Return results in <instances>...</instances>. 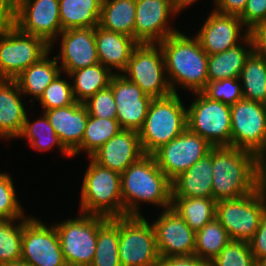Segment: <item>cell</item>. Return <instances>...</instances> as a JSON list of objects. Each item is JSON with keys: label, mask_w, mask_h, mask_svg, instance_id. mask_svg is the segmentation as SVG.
I'll return each instance as SVG.
<instances>
[{"label": "cell", "mask_w": 266, "mask_h": 266, "mask_svg": "<svg viewBox=\"0 0 266 266\" xmlns=\"http://www.w3.org/2000/svg\"><path fill=\"white\" fill-rule=\"evenodd\" d=\"M159 45L164 54L167 80L173 93L175 84L185 89L202 92L209 82L208 54L196 37L192 39L181 32L169 35Z\"/></svg>", "instance_id": "obj_1"}, {"label": "cell", "mask_w": 266, "mask_h": 266, "mask_svg": "<svg viewBox=\"0 0 266 266\" xmlns=\"http://www.w3.org/2000/svg\"><path fill=\"white\" fill-rule=\"evenodd\" d=\"M212 195L218 202L246 196L256 190L259 157L247 150L230 146L211 148Z\"/></svg>", "instance_id": "obj_2"}, {"label": "cell", "mask_w": 266, "mask_h": 266, "mask_svg": "<svg viewBox=\"0 0 266 266\" xmlns=\"http://www.w3.org/2000/svg\"><path fill=\"white\" fill-rule=\"evenodd\" d=\"M120 175L124 216H141L139 201L171 207V181L152 155L145 154Z\"/></svg>", "instance_id": "obj_3"}, {"label": "cell", "mask_w": 266, "mask_h": 266, "mask_svg": "<svg viewBox=\"0 0 266 266\" xmlns=\"http://www.w3.org/2000/svg\"><path fill=\"white\" fill-rule=\"evenodd\" d=\"M187 128V109L178 93L154 98L149 106L144 125L139 131L144 154H152L162 145L180 135Z\"/></svg>", "instance_id": "obj_4"}, {"label": "cell", "mask_w": 266, "mask_h": 266, "mask_svg": "<svg viewBox=\"0 0 266 266\" xmlns=\"http://www.w3.org/2000/svg\"><path fill=\"white\" fill-rule=\"evenodd\" d=\"M81 188L80 212L104 217H123L121 175L91 158Z\"/></svg>", "instance_id": "obj_5"}, {"label": "cell", "mask_w": 266, "mask_h": 266, "mask_svg": "<svg viewBox=\"0 0 266 266\" xmlns=\"http://www.w3.org/2000/svg\"><path fill=\"white\" fill-rule=\"evenodd\" d=\"M122 74L151 98H163L173 92L167 80L164 54L159 44L139 43Z\"/></svg>", "instance_id": "obj_6"}, {"label": "cell", "mask_w": 266, "mask_h": 266, "mask_svg": "<svg viewBox=\"0 0 266 266\" xmlns=\"http://www.w3.org/2000/svg\"><path fill=\"white\" fill-rule=\"evenodd\" d=\"M196 100L187 108V128L213 147L230 146V105L211 100L203 92H195Z\"/></svg>", "instance_id": "obj_7"}, {"label": "cell", "mask_w": 266, "mask_h": 266, "mask_svg": "<svg viewBox=\"0 0 266 266\" xmlns=\"http://www.w3.org/2000/svg\"><path fill=\"white\" fill-rule=\"evenodd\" d=\"M121 266H156L159 261L155 232L143 216L119 217Z\"/></svg>", "instance_id": "obj_8"}, {"label": "cell", "mask_w": 266, "mask_h": 266, "mask_svg": "<svg viewBox=\"0 0 266 266\" xmlns=\"http://www.w3.org/2000/svg\"><path fill=\"white\" fill-rule=\"evenodd\" d=\"M50 50L43 38L26 34L16 26L0 32V79L14 80Z\"/></svg>", "instance_id": "obj_9"}, {"label": "cell", "mask_w": 266, "mask_h": 266, "mask_svg": "<svg viewBox=\"0 0 266 266\" xmlns=\"http://www.w3.org/2000/svg\"><path fill=\"white\" fill-rule=\"evenodd\" d=\"M231 143L236 147L266 157V109L263 103L241 99L230 106Z\"/></svg>", "instance_id": "obj_10"}, {"label": "cell", "mask_w": 266, "mask_h": 266, "mask_svg": "<svg viewBox=\"0 0 266 266\" xmlns=\"http://www.w3.org/2000/svg\"><path fill=\"white\" fill-rule=\"evenodd\" d=\"M54 226L67 266H90L96 252L99 215L82 213Z\"/></svg>", "instance_id": "obj_11"}, {"label": "cell", "mask_w": 266, "mask_h": 266, "mask_svg": "<svg viewBox=\"0 0 266 266\" xmlns=\"http://www.w3.org/2000/svg\"><path fill=\"white\" fill-rule=\"evenodd\" d=\"M265 208L256 190L246 196L216 202V219L231 240L249 242L257 231Z\"/></svg>", "instance_id": "obj_12"}, {"label": "cell", "mask_w": 266, "mask_h": 266, "mask_svg": "<svg viewBox=\"0 0 266 266\" xmlns=\"http://www.w3.org/2000/svg\"><path fill=\"white\" fill-rule=\"evenodd\" d=\"M21 260L29 266H67L55 226L39 219L23 218Z\"/></svg>", "instance_id": "obj_13"}, {"label": "cell", "mask_w": 266, "mask_h": 266, "mask_svg": "<svg viewBox=\"0 0 266 266\" xmlns=\"http://www.w3.org/2000/svg\"><path fill=\"white\" fill-rule=\"evenodd\" d=\"M213 146L186 128L180 135L154 151L156 164L172 181L209 153Z\"/></svg>", "instance_id": "obj_14"}, {"label": "cell", "mask_w": 266, "mask_h": 266, "mask_svg": "<svg viewBox=\"0 0 266 266\" xmlns=\"http://www.w3.org/2000/svg\"><path fill=\"white\" fill-rule=\"evenodd\" d=\"M15 26L43 38L52 48L54 39L63 31L59 0H16Z\"/></svg>", "instance_id": "obj_15"}, {"label": "cell", "mask_w": 266, "mask_h": 266, "mask_svg": "<svg viewBox=\"0 0 266 266\" xmlns=\"http://www.w3.org/2000/svg\"><path fill=\"white\" fill-rule=\"evenodd\" d=\"M134 39L138 43L159 44L178 31L169 27L168 18L178 14L173 0H136Z\"/></svg>", "instance_id": "obj_16"}, {"label": "cell", "mask_w": 266, "mask_h": 266, "mask_svg": "<svg viewBox=\"0 0 266 266\" xmlns=\"http://www.w3.org/2000/svg\"><path fill=\"white\" fill-rule=\"evenodd\" d=\"M109 86L117 105L116 119L122 130L139 132L153 98L145 95L137 84L127 80L121 73L112 76Z\"/></svg>", "instance_id": "obj_17"}, {"label": "cell", "mask_w": 266, "mask_h": 266, "mask_svg": "<svg viewBox=\"0 0 266 266\" xmlns=\"http://www.w3.org/2000/svg\"><path fill=\"white\" fill-rule=\"evenodd\" d=\"M152 225L160 257L194 254L196 232L172 207L164 209Z\"/></svg>", "instance_id": "obj_18"}, {"label": "cell", "mask_w": 266, "mask_h": 266, "mask_svg": "<svg viewBox=\"0 0 266 266\" xmlns=\"http://www.w3.org/2000/svg\"><path fill=\"white\" fill-rule=\"evenodd\" d=\"M242 27L244 26L239 16L222 14L214 10L195 37L202 49L208 55H212L235 47L245 39L249 31L246 29L244 35L241 34Z\"/></svg>", "instance_id": "obj_19"}, {"label": "cell", "mask_w": 266, "mask_h": 266, "mask_svg": "<svg viewBox=\"0 0 266 266\" xmlns=\"http://www.w3.org/2000/svg\"><path fill=\"white\" fill-rule=\"evenodd\" d=\"M61 52L55 58L61 61V69L67 75L81 68L91 66L99 62L94 36V28H71L63 30Z\"/></svg>", "instance_id": "obj_20"}, {"label": "cell", "mask_w": 266, "mask_h": 266, "mask_svg": "<svg viewBox=\"0 0 266 266\" xmlns=\"http://www.w3.org/2000/svg\"><path fill=\"white\" fill-rule=\"evenodd\" d=\"M139 132L121 130L111 137L90 158L98 165L119 174L144 156Z\"/></svg>", "instance_id": "obj_21"}, {"label": "cell", "mask_w": 266, "mask_h": 266, "mask_svg": "<svg viewBox=\"0 0 266 266\" xmlns=\"http://www.w3.org/2000/svg\"><path fill=\"white\" fill-rule=\"evenodd\" d=\"M44 114L63 146L72 154L83 139L89 117L87 108L75 101L66 107L46 110Z\"/></svg>", "instance_id": "obj_22"}, {"label": "cell", "mask_w": 266, "mask_h": 266, "mask_svg": "<svg viewBox=\"0 0 266 266\" xmlns=\"http://www.w3.org/2000/svg\"><path fill=\"white\" fill-rule=\"evenodd\" d=\"M99 62L112 72V68L123 73L134 48L139 44L133 37L101 28H94Z\"/></svg>", "instance_id": "obj_23"}, {"label": "cell", "mask_w": 266, "mask_h": 266, "mask_svg": "<svg viewBox=\"0 0 266 266\" xmlns=\"http://www.w3.org/2000/svg\"><path fill=\"white\" fill-rule=\"evenodd\" d=\"M211 149L188 170L171 181V197L213 198Z\"/></svg>", "instance_id": "obj_24"}, {"label": "cell", "mask_w": 266, "mask_h": 266, "mask_svg": "<svg viewBox=\"0 0 266 266\" xmlns=\"http://www.w3.org/2000/svg\"><path fill=\"white\" fill-rule=\"evenodd\" d=\"M22 94L15 80L0 79V137L16 138L20 135L26 115Z\"/></svg>", "instance_id": "obj_25"}, {"label": "cell", "mask_w": 266, "mask_h": 266, "mask_svg": "<svg viewBox=\"0 0 266 266\" xmlns=\"http://www.w3.org/2000/svg\"><path fill=\"white\" fill-rule=\"evenodd\" d=\"M243 42L248 48L238 44L224 52L208 55L209 82L240 77L247 58L254 51V43L250 34L243 39Z\"/></svg>", "instance_id": "obj_26"}, {"label": "cell", "mask_w": 266, "mask_h": 266, "mask_svg": "<svg viewBox=\"0 0 266 266\" xmlns=\"http://www.w3.org/2000/svg\"><path fill=\"white\" fill-rule=\"evenodd\" d=\"M48 55L47 53L14 79L23 95L30 94L38 100L47 86L61 73L58 60L55 57L48 59Z\"/></svg>", "instance_id": "obj_27"}, {"label": "cell", "mask_w": 266, "mask_h": 266, "mask_svg": "<svg viewBox=\"0 0 266 266\" xmlns=\"http://www.w3.org/2000/svg\"><path fill=\"white\" fill-rule=\"evenodd\" d=\"M102 0H59L62 30L99 25Z\"/></svg>", "instance_id": "obj_28"}, {"label": "cell", "mask_w": 266, "mask_h": 266, "mask_svg": "<svg viewBox=\"0 0 266 266\" xmlns=\"http://www.w3.org/2000/svg\"><path fill=\"white\" fill-rule=\"evenodd\" d=\"M136 0H102L99 26L134 38Z\"/></svg>", "instance_id": "obj_29"}, {"label": "cell", "mask_w": 266, "mask_h": 266, "mask_svg": "<svg viewBox=\"0 0 266 266\" xmlns=\"http://www.w3.org/2000/svg\"><path fill=\"white\" fill-rule=\"evenodd\" d=\"M118 246L119 217L99 215L96 252L90 266H121Z\"/></svg>", "instance_id": "obj_30"}, {"label": "cell", "mask_w": 266, "mask_h": 266, "mask_svg": "<svg viewBox=\"0 0 266 266\" xmlns=\"http://www.w3.org/2000/svg\"><path fill=\"white\" fill-rule=\"evenodd\" d=\"M114 74L101 63L70 72L68 76L74 79L72 91L75 101L84 103L98 91L107 88Z\"/></svg>", "instance_id": "obj_31"}, {"label": "cell", "mask_w": 266, "mask_h": 266, "mask_svg": "<svg viewBox=\"0 0 266 266\" xmlns=\"http://www.w3.org/2000/svg\"><path fill=\"white\" fill-rule=\"evenodd\" d=\"M171 207L195 232L215 218L216 201L213 198L172 197Z\"/></svg>", "instance_id": "obj_32"}, {"label": "cell", "mask_w": 266, "mask_h": 266, "mask_svg": "<svg viewBox=\"0 0 266 266\" xmlns=\"http://www.w3.org/2000/svg\"><path fill=\"white\" fill-rule=\"evenodd\" d=\"M243 99L259 103L266 102V57L253 51L241 71ZM242 80V81H241Z\"/></svg>", "instance_id": "obj_33"}, {"label": "cell", "mask_w": 266, "mask_h": 266, "mask_svg": "<svg viewBox=\"0 0 266 266\" xmlns=\"http://www.w3.org/2000/svg\"><path fill=\"white\" fill-rule=\"evenodd\" d=\"M121 130L122 128L116 118H97L89 115L81 145L72 153V156L78 155L80 150H85L90 158L102 145Z\"/></svg>", "instance_id": "obj_34"}, {"label": "cell", "mask_w": 266, "mask_h": 266, "mask_svg": "<svg viewBox=\"0 0 266 266\" xmlns=\"http://www.w3.org/2000/svg\"><path fill=\"white\" fill-rule=\"evenodd\" d=\"M230 241L228 232L215 217L196 232L194 254L210 263Z\"/></svg>", "instance_id": "obj_35"}, {"label": "cell", "mask_w": 266, "mask_h": 266, "mask_svg": "<svg viewBox=\"0 0 266 266\" xmlns=\"http://www.w3.org/2000/svg\"><path fill=\"white\" fill-rule=\"evenodd\" d=\"M28 139L31 147L46 151L56 145L63 154L72 157V154L63 146L58 135L55 133L53 126L49 123L48 118L43 113V117L37 121L30 123L28 116L26 115L23 129L18 138Z\"/></svg>", "instance_id": "obj_36"}, {"label": "cell", "mask_w": 266, "mask_h": 266, "mask_svg": "<svg viewBox=\"0 0 266 266\" xmlns=\"http://www.w3.org/2000/svg\"><path fill=\"white\" fill-rule=\"evenodd\" d=\"M0 219V265L21 260V246L23 237V218Z\"/></svg>", "instance_id": "obj_37"}, {"label": "cell", "mask_w": 266, "mask_h": 266, "mask_svg": "<svg viewBox=\"0 0 266 266\" xmlns=\"http://www.w3.org/2000/svg\"><path fill=\"white\" fill-rule=\"evenodd\" d=\"M209 266H257L249 242L231 240Z\"/></svg>", "instance_id": "obj_38"}, {"label": "cell", "mask_w": 266, "mask_h": 266, "mask_svg": "<svg viewBox=\"0 0 266 266\" xmlns=\"http://www.w3.org/2000/svg\"><path fill=\"white\" fill-rule=\"evenodd\" d=\"M60 74L47 86L40 98V104L44 111L66 107L75 102L72 85L64 79H60Z\"/></svg>", "instance_id": "obj_39"}, {"label": "cell", "mask_w": 266, "mask_h": 266, "mask_svg": "<svg viewBox=\"0 0 266 266\" xmlns=\"http://www.w3.org/2000/svg\"><path fill=\"white\" fill-rule=\"evenodd\" d=\"M241 85L239 78H226L208 82L202 92L211 100L221 101L231 106L243 99Z\"/></svg>", "instance_id": "obj_40"}, {"label": "cell", "mask_w": 266, "mask_h": 266, "mask_svg": "<svg viewBox=\"0 0 266 266\" xmlns=\"http://www.w3.org/2000/svg\"><path fill=\"white\" fill-rule=\"evenodd\" d=\"M16 197L11 176L7 173H0V219L26 218Z\"/></svg>", "instance_id": "obj_41"}, {"label": "cell", "mask_w": 266, "mask_h": 266, "mask_svg": "<svg viewBox=\"0 0 266 266\" xmlns=\"http://www.w3.org/2000/svg\"><path fill=\"white\" fill-rule=\"evenodd\" d=\"M83 105L87 108L90 116L108 119L116 118L117 105L110 86L88 98Z\"/></svg>", "instance_id": "obj_42"}, {"label": "cell", "mask_w": 266, "mask_h": 266, "mask_svg": "<svg viewBox=\"0 0 266 266\" xmlns=\"http://www.w3.org/2000/svg\"><path fill=\"white\" fill-rule=\"evenodd\" d=\"M239 18L249 32L256 25L266 22V0H248Z\"/></svg>", "instance_id": "obj_43"}, {"label": "cell", "mask_w": 266, "mask_h": 266, "mask_svg": "<svg viewBox=\"0 0 266 266\" xmlns=\"http://www.w3.org/2000/svg\"><path fill=\"white\" fill-rule=\"evenodd\" d=\"M249 245L256 261L266 255V211L262 215L259 227L249 241Z\"/></svg>", "instance_id": "obj_44"}, {"label": "cell", "mask_w": 266, "mask_h": 266, "mask_svg": "<svg viewBox=\"0 0 266 266\" xmlns=\"http://www.w3.org/2000/svg\"><path fill=\"white\" fill-rule=\"evenodd\" d=\"M156 266H209L196 254L160 257Z\"/></svg>", "instance_id": "obj_45"}, {"label": "cell", "mask_w": 266, "mask_h": 266, "mask_svg": "<svg viewBox=\"0 0 266 266\" xmlns=\"http://www.w3.org/2000/svg\"><path fill=\"white\" fill-rule=\"evenodd\" d=\"M16 0H0V32L15 27Z\"/></svg>", "instance_id": "obj_46"}, {"label": "cell", "mask_w": 266, "mask_h": 266, "mask_svg": "<svg viewBox=\"0 0 266 266\" xmlns=\"http://www.w3.org/2000/svg\"><path fill=\"white\" fill-rule=\"evenodd\" d=\"M248 0H215V11L222 14L240 16L247 5Z\"/></svg>", "instance_id": "obj_47"}, {"label": "cell", "mask_w": 266, "mask_h": 266, "mask_svg": "<svg viewBox=\"0 0 266 266\" xmlns=\"http://www.w3.org/2000/svg\"><path fill=\"white\" fill-rule=\"evenodd\" d=\"M254 43V51L266 57V22L256 25L250 32Z\"/></svg>", "instance_id": "obj_48"}, {"label": "cell", "mask_w": 266, "mask_h": 266, "mask_svg": "<svg viewBox=\"0 0 266 266\" xmlns=\"http://www.w3.org/2000/svg\"><path fill=\"white\" fill-rule=\"evenodd\" d=\"M256 192L266 210V157L259 158L256 168Z\"/></svg>", "instance_id": "obj_49"}, {"label": "cell", "mask_w": 266, "mask_h": 266, "mask_svg": "<svg viewBox=\"0 0 266 266\" xmlns=\"http://www.w3.org/2000/svg\"><path fill=\"white\" fill-rule=\"evenodd\" d=\"M215 1V0H214ZM175 7L179 10L182 11V9H185L190 4H193L196 2V0H173Z\"/></svg>", "instance_id": "obj_50"}, {"label": "cell", "mask_w": 266, "mask_h": 266, "mask_svg": "<svg viewBox=\"0 0 266 266\" xmlns=\"http://www.w3.org/2000/svg\"><path fill=\"white\" fill-rule=\"evenodd\" d=\"M0 266H29L26 262L19 260L16 262L6 263Z\"/></svg>", "instance_id": "obj_51"}, {"label": "cell", "mask_w": 266, "mask_h": 266, "mask_svg": "<svg viewBox=\"0 0 266 266\" xmlns=\"http://www.w3.org/2000/svg\"><path fill=\"white\" fill-rule=\"evenodd\" d=\"M257 266H266V255L256 261Z\"/></svg>", "instance_id": "obj_52"}]
</instances>
